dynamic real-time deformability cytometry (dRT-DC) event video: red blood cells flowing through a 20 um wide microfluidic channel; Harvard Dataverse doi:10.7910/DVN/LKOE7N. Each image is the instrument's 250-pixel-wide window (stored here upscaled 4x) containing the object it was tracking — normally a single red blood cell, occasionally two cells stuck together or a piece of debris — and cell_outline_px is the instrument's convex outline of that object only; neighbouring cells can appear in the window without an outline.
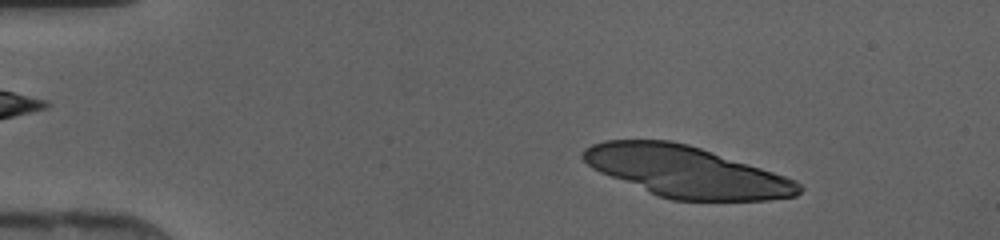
{"species": "human", "species_latin": "Homo sapiens", "temperature_condition": "cold", "stored_images_in_passage": 44, "camera_frame_rate_fps": 3000, "um_per_image_px": 0.085, "donor": {"sex": "female"}, "frame": {"image": 1, "passage_image": 6, "time_ms": 1.667, "image_size_px": [1000, 240], "cell_outline_px": [[804, 188], [796, 196], [768, 200], [672, 200], [660, 196], [600, 172], [592, 168], [580, 156], [584, 148], [592, 144], [604, 140], [668, 140], [688, 144], [796, 180]], "centroid_in_image_um": [58.31, 14.59], "position_along_channel_um": 26.7, "area_um2": 63.23}}
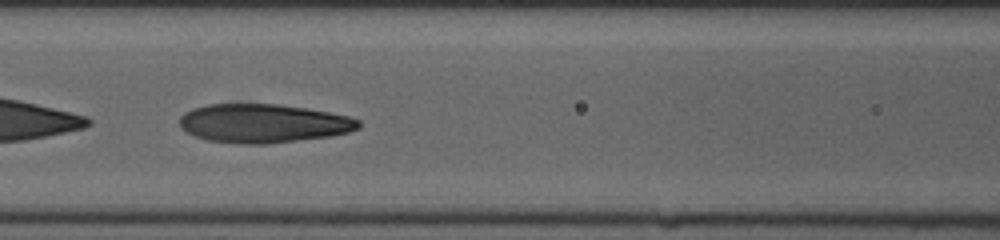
{"frame": {"image": 2, "passage_image": 20, "time_ms": 6.333, "image_size_px": [1000, 240], "cell_outline_px": [[360, 128], [348, 132], [332, 136], [264, 144], [236, 144], [208, 140], [196, 136], [180, 128], [180, 116], [184, 112], [192, 108], [208, 104], [276, 104], [304, 108], [328, 112], [348, 116], [360, 120]], "centroid_in_image_um": [22.36, 10.49], "position_along_channel_um": 144.2, "area_um2": 40.4}}
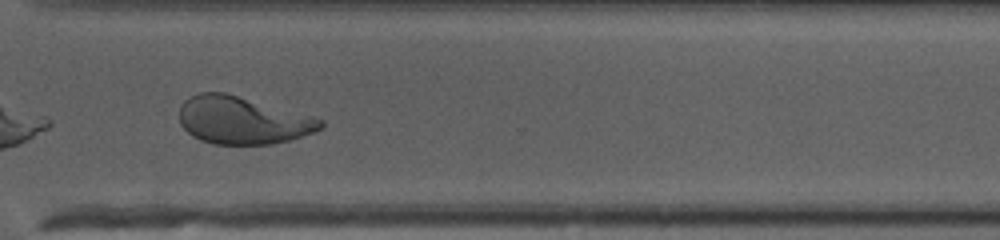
{"frame": {"image": 3, "passage_image": 34, "time_ms": 11.0, "image_size_px": [1000, 240], "cell_outline_px": [[324, 124], [320, 128], [312, 132], [288, 140], [272, 144], [212, 144], [200, 140], [192, 136], [180, 124], [180, 104], [184, 100], [200, 92], [224, 92], [324, 120]], "centroid_in_image_um": [20.54, 10.23], "position_along_channel_um": 350.1, "area_um2": 38.55}}